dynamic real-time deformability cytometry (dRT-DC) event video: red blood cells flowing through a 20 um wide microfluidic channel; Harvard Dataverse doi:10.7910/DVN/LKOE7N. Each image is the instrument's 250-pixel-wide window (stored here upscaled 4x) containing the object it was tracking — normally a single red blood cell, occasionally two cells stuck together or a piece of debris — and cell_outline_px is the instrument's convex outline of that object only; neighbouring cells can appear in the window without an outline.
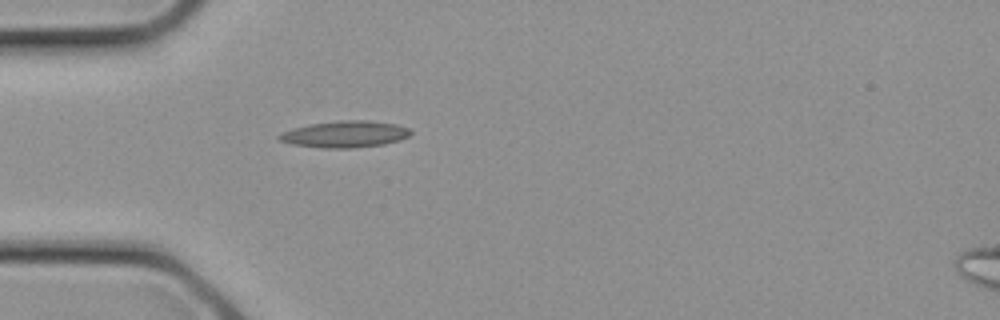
{"species": "common noctule bat (a hibernating species)", "species_latin": "Nyctalus noctula", "temperature_condition": "cold", "stored_images_in_passage": 3, "camera_frame_rate_fps": 3000, "um_per_image_px": 0.085, "animal": {"sex": "female", "body_mass_g": 21.9}, "frame": {"image": 1, "passage_image": 1, "time_ms": 0.0, "image_size_px": [1000, 320], "cell_outline_px": [[412, 132], [408, 136], [400, 140], [384, 144], [352, 148], [320, 148], [292, 144], [280, 140], [276, 136], [292, 128], [308, 124], [340, 120], [368, 120], [396, 124], [408, 128]], "centroid_in_image_um": [29.32, 11.4], "position_along_channel_um": 55.7, "area_um2": 20.4}}
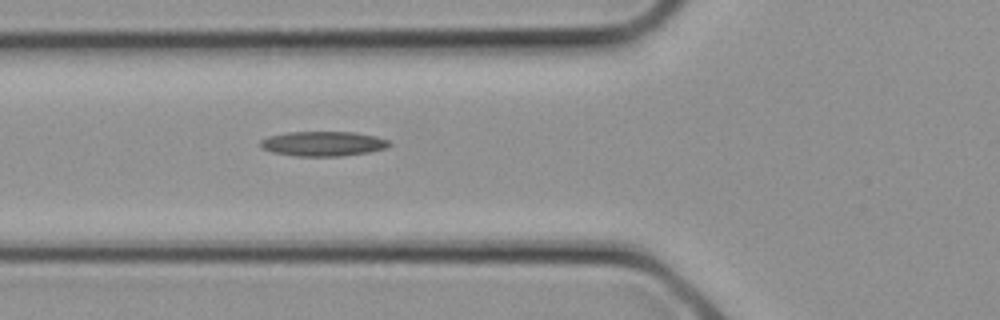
{"frame": {"image": 2, "passage_image": 3, "time_ms": 0.667, "image_size_px": [1000, 320], "cell_outline_px": [[392, 144], [388, 148], [368, 152], [340, 156], [296, 156], [272, 152], [260, 148], [260, 140], [268, 136], [288, 132], [356, 132], [376, 136], [388, 140]], "centroid_in_image_um": [27.46, 12.21], "position_along_channel_um": 98.3, "area_um2": 18.73}}